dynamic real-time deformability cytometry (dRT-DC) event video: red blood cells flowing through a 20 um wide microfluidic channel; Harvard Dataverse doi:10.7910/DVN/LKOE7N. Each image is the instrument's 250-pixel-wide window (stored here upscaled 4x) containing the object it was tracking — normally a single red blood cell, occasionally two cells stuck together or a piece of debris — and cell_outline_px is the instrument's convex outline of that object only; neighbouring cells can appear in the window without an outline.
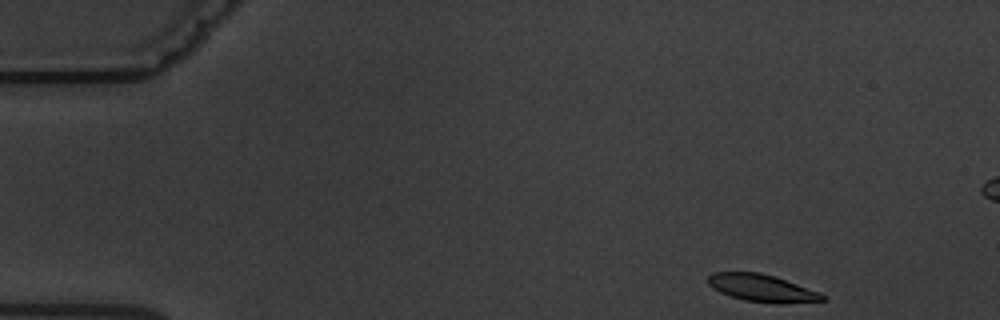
{"species": "common noctule bat (a hibernating species)", "species_latin": "Nyctalus noctula", "temperature_condition": "warm", "stored_images_in_passage": 5, "camera_frame_rate_fps": 3000, "um_per_image_px": 0.085, "animal": {"sex": "male", "body_mass_g": 19.5, "forearm_length_mm": 54.6}, "frame": {"image": 1, "passage_image": 1, "time_ms": 0.0, "image_size_px": [1000, 320], "cell_outline_px": [[828, 300], [780, 304], [776, 304], [744, 300], [720, 292], [712, 288], [708, 284], [708, 276], [712, 272], [760, 272], [820, 292], [828, 296]], "centroid_in_image_um": [64.79, 24.5], "position_along_channel_um": 20.2, "area_um2": 18.21}}